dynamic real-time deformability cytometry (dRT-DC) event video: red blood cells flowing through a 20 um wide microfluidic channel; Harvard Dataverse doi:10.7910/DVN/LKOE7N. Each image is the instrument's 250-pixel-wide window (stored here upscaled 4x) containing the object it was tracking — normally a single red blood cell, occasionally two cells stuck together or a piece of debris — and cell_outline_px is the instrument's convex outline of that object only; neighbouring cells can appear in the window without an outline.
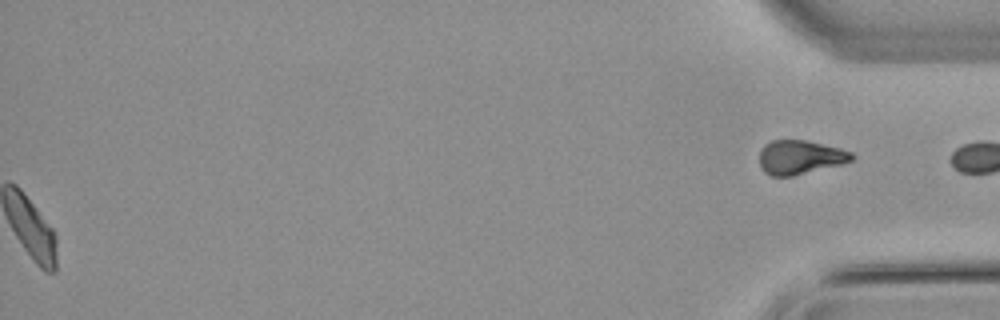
{"species": "common noctule bat (a hibernating species)", "species_latin": "Nyctalus noctula", "temperature_condition": "warm", "stored_images_in_passage": 39, "segment_of_instrument_passage": [2, 2], "camera_frame_rate_fps": 3000, "um_per_image_px": 0.085, "animal": {"sex": "male", "body_mass_g": 21.5, "forearm_length_mm": 52.0}, "frame": {"image": 1, "passage_image": 39, "time_ms": 12.667, "image_size_px": [1000, 320], "cell_outline_px": [[856, 156], [852, 160], [840, 164], [792, 176], [772, 176], [764, 172], [760, 168], [760, 148], [764, 144], [772, 140], [804, 140], [840, 148], [852, 152]], "centroid_in_image_um": [67.98, 13.36], "position_along_channel_um": 367.2, "area_um2": 18.26}}